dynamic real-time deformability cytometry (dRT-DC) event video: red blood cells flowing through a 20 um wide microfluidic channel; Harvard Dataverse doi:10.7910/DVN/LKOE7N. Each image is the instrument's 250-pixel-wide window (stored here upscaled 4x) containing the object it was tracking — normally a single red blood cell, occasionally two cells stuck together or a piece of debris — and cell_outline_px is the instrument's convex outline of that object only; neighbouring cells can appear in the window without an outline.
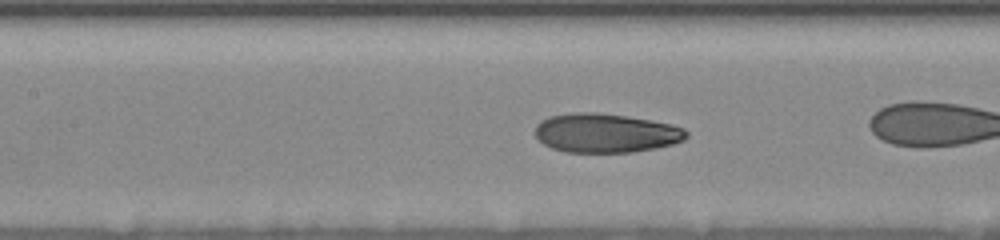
{"species": "human", "species_latin": "Homo sapiens", "temperature_condition": "room temperature", "stored_images_in_passage": 30, "camera_frame_rate_fps": 3000, "um_per_image_px": 0.085, "donor": {"sex": "female"}, "frame": {"image": 1, "passage_image": 11, "time_ms": 2.333, "image_size_px": [1000, 240], "cell_outline_px": [[688, 136], [684, 140], [672, 144], [656, 148], [632, 152], [564, 152], [552, 148], [536, 140], [536, 124], [540, 120], [548, 116], [572, 112], [596, 112], [652, 120], [672, 124], [684, 128], [688, 132]], "centroid_in_image_um": [51.47, 11.3], "position_along_channel_um": 155.9, "area_um2": 34.74}}